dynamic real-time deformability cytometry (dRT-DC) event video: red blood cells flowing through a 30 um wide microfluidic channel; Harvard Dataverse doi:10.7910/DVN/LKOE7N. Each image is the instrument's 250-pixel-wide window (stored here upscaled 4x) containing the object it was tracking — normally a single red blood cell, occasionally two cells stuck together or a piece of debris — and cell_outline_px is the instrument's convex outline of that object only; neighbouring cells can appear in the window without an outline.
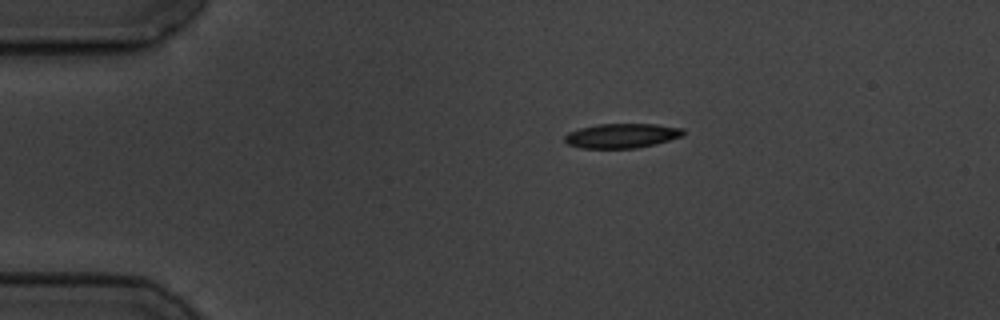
{"species": "common noctule bat (a hibernating species)", "species_latin": "Nyctalus noctula", "temperature_condition": "cold", "stored_images_in_passage": 5, "camera_frame_rate_fps": 3000, "um_per_image_px": 0.085, "animal": {"sex": "male", "body_mass_g": 19.5, "forearm_length_mm": 54.6}, "frame": {"image": 1, "passage_image": 1, "time_ms": 0.0, "image_size_px": [1000, 320], "cell_outline_px": [[684, 136], [656, 144], [636, 148], [580, 148], [568, 144], [564, 140], [564, 136], [568, 132], [580, 128], [596, 124], [656, 124], [684, 128]], "centroid_in_image_um": [52.87, 11.53], "position_along_channel_um": 32.1, "area_um2": 17.11}}
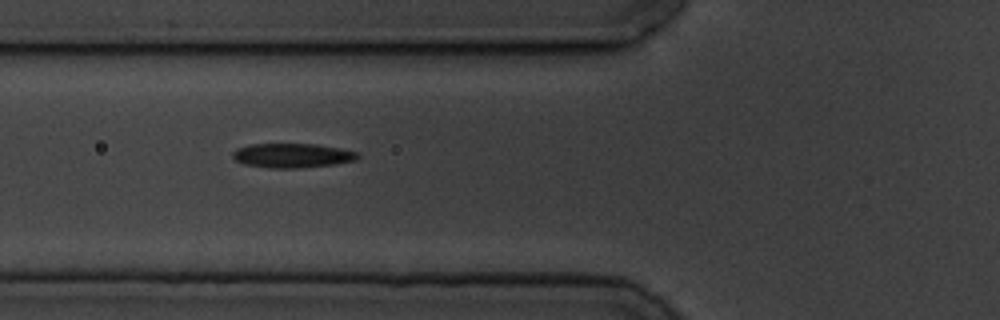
{"frame": {"image": 2, "passage_image": 4, "time_ms": 3.333, "image_size_px": [1000, 320], "cell_outline_px": [[360, 156], [356, 160], [332, 164], [300, 168], [272, 168], [244, 164], [236, 160], [232, 156], [232, 152], [236, 148], [252, 144], [316, 144], [340, 148], [356, 152]], "centroid_in_image_um": [24.82, 13.21], "position_along_channel_um": 101.0, "area_um2": 17.63}}
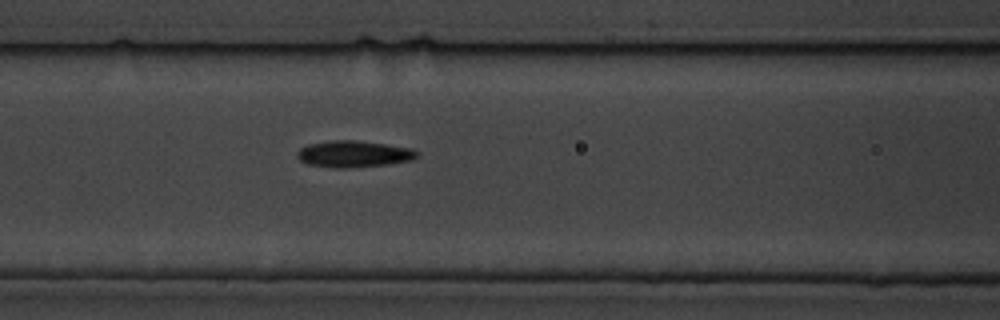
{"frame": {"image": 3, "passage_image": 5, "time_ms": 4.333, "image_size_px": [1000, 320], "cell_outline_px": [[416, 156], [412, 160], [388, 164], [352, 168], [336, 168], [308, 164], [300, 160], [296, 156], [296, 152], [300, 148], [308, 144], [332, 140], [356, 140], [412, 148], [416, 152]], "centroid_in_image_um": [30.02, 13.09], "position_along_channel_um": 136.6, "area_um2": 18.5}}